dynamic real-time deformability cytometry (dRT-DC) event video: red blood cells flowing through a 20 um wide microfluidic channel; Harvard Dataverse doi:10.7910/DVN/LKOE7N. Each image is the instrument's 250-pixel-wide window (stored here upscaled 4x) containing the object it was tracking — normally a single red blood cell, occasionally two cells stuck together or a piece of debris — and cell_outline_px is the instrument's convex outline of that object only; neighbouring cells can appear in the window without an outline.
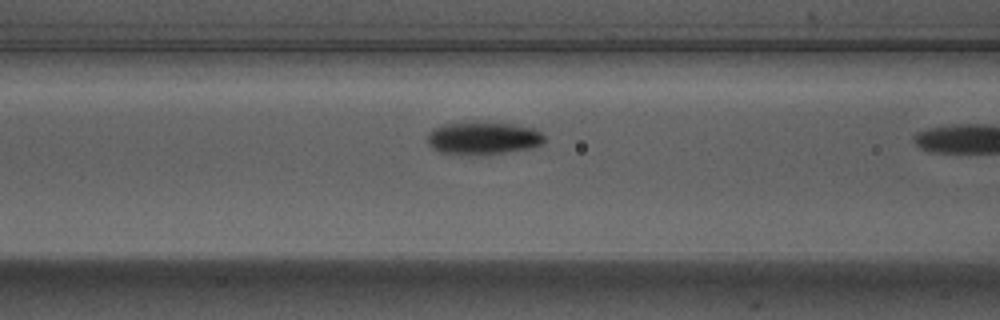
{"species": "Egyptian fruit bat (a non-hibernating species)", "species_latin": "Rousettus aegyptiacus", "temperature_condition": "warm", "stored_images_in_passage": 10, "camera_frame_rate_fps": 3000, "um_per_image_px": 0.085, "animal": {"sex": "male"}, "frame": {"image": 1, "passage_image": 9, "time_ms": 2.667, "image_size_px": [1000, 320], "cell_outline_px": [[544, 140], [540, 144], [528, 148], [504, 152], [440, 152], [432, 148], [428, 144], [428, 132], [432, 128], [444, 124], [476, 120], [488, 120], [536, 128], [544, 136]], "centroid_in_image_um": [41.05, 11.65], "position_along_channel_um": 125.5, "area_um2": 22.02}}